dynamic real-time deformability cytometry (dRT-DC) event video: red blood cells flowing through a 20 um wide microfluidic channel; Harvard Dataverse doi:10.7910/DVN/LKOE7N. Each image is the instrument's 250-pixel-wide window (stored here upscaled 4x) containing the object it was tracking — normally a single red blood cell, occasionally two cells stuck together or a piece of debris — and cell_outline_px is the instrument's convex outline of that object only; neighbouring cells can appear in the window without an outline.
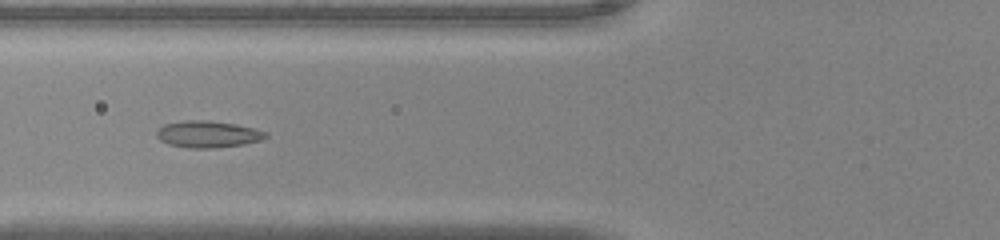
{"species": "common noctule bat (a hibernating species)", "species_latin": "Nyctalus noctula", "temperature_condition": "warm", "stored_images_in_passage": 36, "camera_frame_rate_fps": 3000, "um_per_image_px": 0.085, "animal": {"sex": "male", "body_mass_g": 20.0, "forearm_length_mm": 53.3}, "frame": {"image": 1, "passage_image": 5, "time_ms": 1.333, "image_size_px": [1000, 240], "cell_outline_px": [[268, 136], [260, 140], [244, 144], [216, 148], [192, 148], [168, 144], [160, 140], [156, 136], [156, 132], [164, 124], [184, 120], [212, 120], [236, 124], [268, 132]], "centroid_in_image_um": [17.67, 11.4], "position_along_channel_um": 108.1, "area_um2": 17.05}}
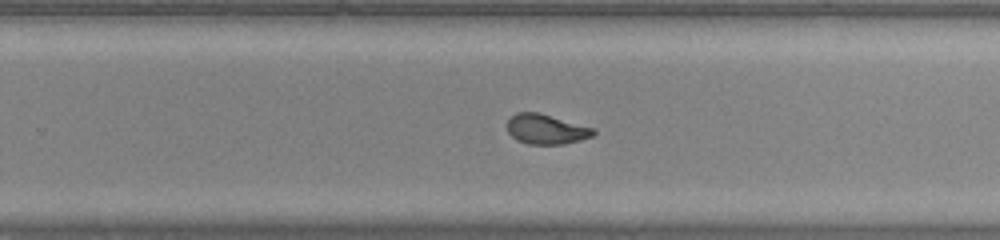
{"frame": {"image": 2, "passage_image": 18, "time_ms": 5.667, "image_size_px": [1000, 240], "cell_outline_px": [[596, 132], [592, 136], [580, 140], [564, 144], [528, 144], [516, 140], [508, 132], [508, 120], [516, 112], [536, 112], [596, 128]], "centroid_in_image_um": [46.44, 10.99], "position_along_channel_um": 283.4, "area_um2": 14.97}}
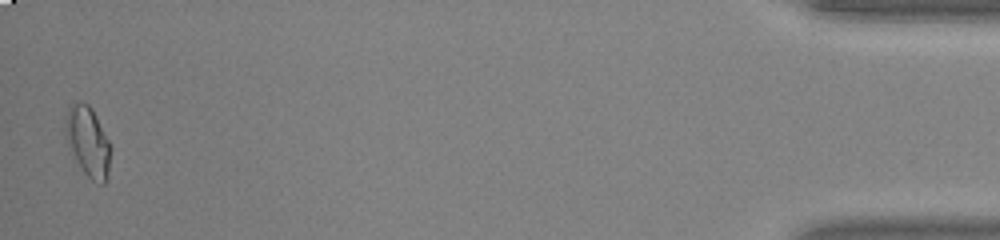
{"frame": {"image": 3, "passage_image": 35, "time_ms": 11.333, "image_size_px": [1000, 240], "cell_outline_px": [[112, 148], [108, 180], [104, 184], [100, 184], [92, 180], [84, 172], [72, 152], [68, 144], [64, 132], [64, 120], [68, 108], [72, 104], [80, 100], [88, 104], [92, 108], [112, 144]], "centroid_in_image_um": [7.51, 12.02], "position_along_channel_um": 427.7, "area_um2": 18.9}, "authors_computed_cell_mechanics": {"area_um2": 15.6927, "velocity_mm_per_s": 4.0523, "shape_relaxation_time_tau1_ms": null, "shape_relaxation_time_tau2_ms": 0.9552, "deformation_change_tau1": null, "deformation_change_tau2": 0.0634}}